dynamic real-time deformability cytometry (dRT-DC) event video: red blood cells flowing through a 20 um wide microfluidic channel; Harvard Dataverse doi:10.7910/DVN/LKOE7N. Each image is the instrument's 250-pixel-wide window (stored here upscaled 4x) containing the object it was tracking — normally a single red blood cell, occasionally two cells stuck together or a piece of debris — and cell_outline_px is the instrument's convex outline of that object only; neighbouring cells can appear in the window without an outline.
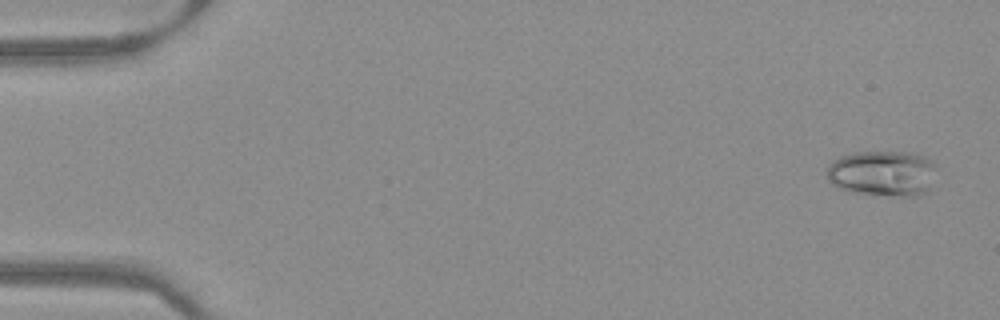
{"species": "Egyptian fruit bat (a non-hibernating species)", "species_latin": "Rousettus aegyptiacus", "temperature_condition": "warm", "stored_images_in_passage": 52, "camera_frame_rate_fps": 3000, "um_per_image_px": 0.085, "frame": {"image": 1, "passage_image": 3, "time_ms": 0.667, "image_size_px": [1000, 320], "cell_outline_px": [[936, 168], [928, 188], [924, 192], [916, 196], [900, 196], [848, 192], [832, 184], [828, 180], [828, 164], [832, 160], [840, 156], [856, 152], [912, 152], [924, 156], [932, 160], [936, 164]], "centroid_in_image_um": [75.0, 14.72], "position_along_channel_um": 10.0, "area_um2": 29.25}}
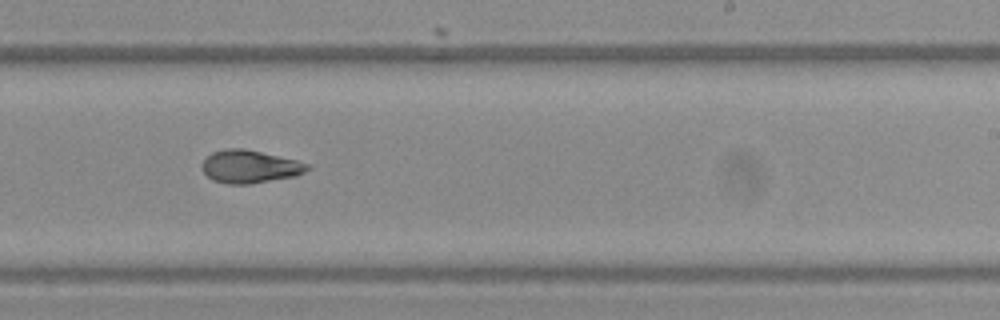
{"frame": {"image": 2, "passage_image": 33, "time_ms": 10.667, "image_size_px": [1000, 320], "cell_outline_px": [[312, 168], [296, 176], [252, 184], [228, 184], [212, 180], [200, 168], [200, 164], [212, 152], [224, 148], [244, 148], [296, 160], [312, 164]], "centroid_in_image_um": [21.24, 14.16], "position_along_channel_um": 267.8, "area_um2": 20.46}}
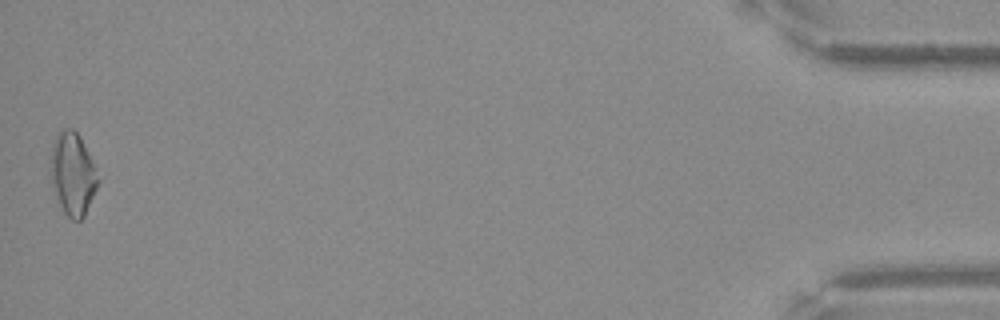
{"frame": {"image": 3, "passage_image": 52, "time_ms": 17.0, "image_size_px": [1000, 320], "cell_outline_px": [[100, 180], [84, 216], [80, 220], [72, 220], [64, 212], [52, 188], [52, 144], [56, 132], [64, 128], [72, 128], [80, 136], [88, 152]], "centroid_in_image_um": [6.18, 14.76], "position_along_channel_um": 429.0, "area_um2": 22.48}}